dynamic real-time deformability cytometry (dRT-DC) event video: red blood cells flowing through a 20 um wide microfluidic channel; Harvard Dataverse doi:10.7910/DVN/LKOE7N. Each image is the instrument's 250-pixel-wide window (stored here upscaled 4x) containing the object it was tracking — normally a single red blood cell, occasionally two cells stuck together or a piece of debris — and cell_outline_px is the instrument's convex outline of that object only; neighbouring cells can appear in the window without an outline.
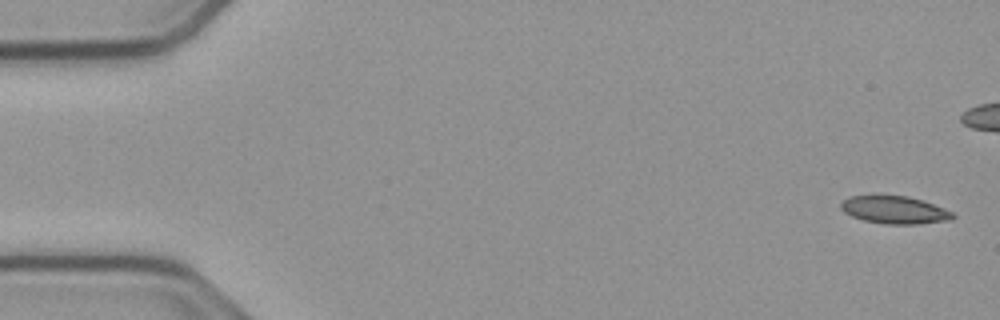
{"species": "common noctule bat (a hibernating species)", "species_latin": "Nyctalus noctula", "temperature_condition": "cold", "stored_images_in_passage": 45, "camera_frame_rate_fps": 3000, "um_per_image_px": 0.085, "animal": {"sex": "male", "body_mass_g": 23.1, "forearm_length_mm": 52.7}, "frame": {"image": 1, "passage_image": 1, "time_ms": 0.0, "image_size_px": [1000, 320], "cell_outline_px": [[956, 216], [952, 220], [916, 224], [884, 224], [864, 220], [852, 216], [844, 212], [840, 208], [840, 204], [848, 196], [908, 196], [944, 208], [952, 212]], "centroid_in_image_um": [76.04, 17.85], "position_along_channel_um": 9.0, "area_um2": 17.86}}
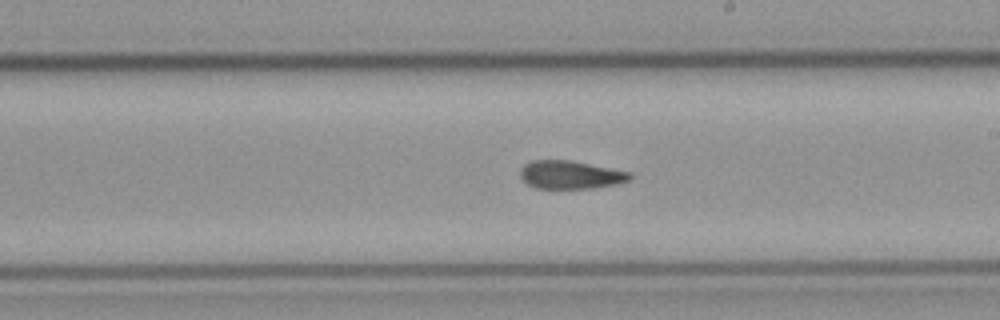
{"frame": {"image": 2, "passage_image": 30, "time_ms": 9.667, "image_size_px": [1000, 320], "cell_outline_px": [[632, 180], [616, 184], [592, 188], [536, 188], [528, 184], [520, 176], [520, 168], [524, 164], [532, 160], [572, 160], [632, 172]], "centroid_in_image_um": [48.52, 14.84], "position_along_channel_um": 240.5, "area_um2": 18.15}}
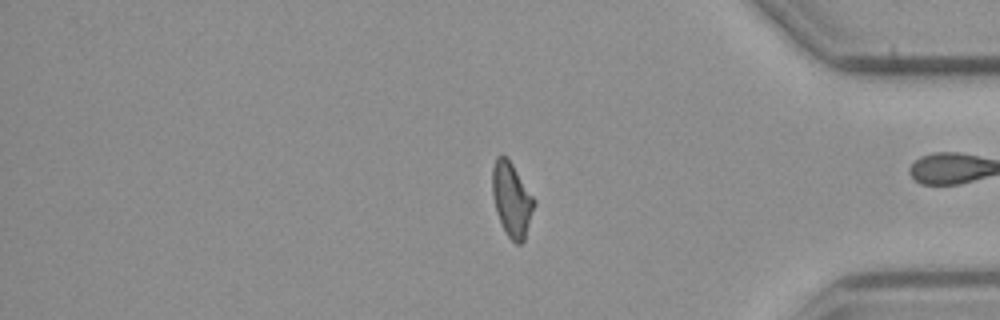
{"frame": {"image": 3, "passage_image": 44, "time_ms": 14.333, "image_size_px": [1000, 320], "cell_outline_px": [[536, 204], [524, 240], [520, 244], [516, 244], [508, 236], [496, 212], [492, 196], [492, 168], [496, 156], [508, 156], [536, 200]], "centroid_in_image_um": [43.5, 16.92], "position_along_channel_um": 391.7, "area_um2": 18.26}, "authors_computed_cell_mechanics": {"area_um2": 18.5538, "velocity_mm_per_s": 3.7942, "shape_relaxation_time_tau1_ms": null, "shape_relaxation_time_tau2_ms": 1.843, "deformation_change_tau1": null, "deformation_change_tau2": 0.0776}}